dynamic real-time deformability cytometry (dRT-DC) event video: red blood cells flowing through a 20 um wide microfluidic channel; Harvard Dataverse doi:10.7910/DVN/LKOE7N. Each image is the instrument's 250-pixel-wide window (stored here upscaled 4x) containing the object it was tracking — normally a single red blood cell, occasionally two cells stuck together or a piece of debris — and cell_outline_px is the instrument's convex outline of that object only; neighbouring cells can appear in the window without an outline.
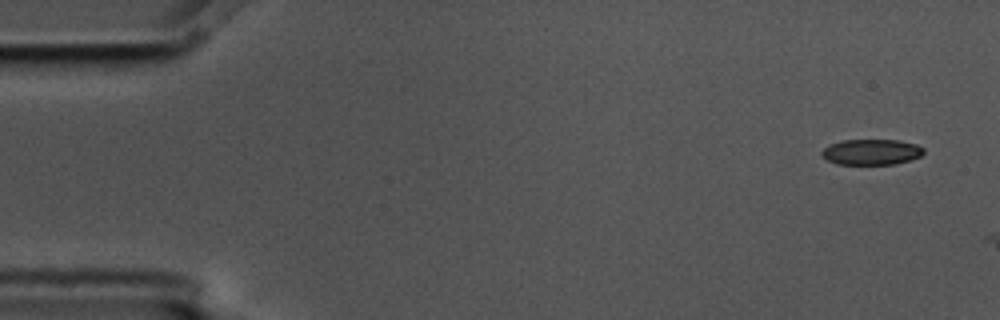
{"species": "common noctule bat (a hibernating species)", "species_latin": "Nyctalus noctula", "temperature_condition": "cold", "stored_images_in_passage": 2, "camera_frame_rate_fps": 3000, "um_per_image_px": 0.085, "animal": {"sex": "male", "body_mass_g": 17.5, "forearm_length_mm": 52.3}, "frame": {"image": 1, "passage_image": 1, "time_ms": 0.0, "image_size_px": [1000, 320], "cell_outline_px": [[924, 152], [920, 156], [896, 164], [836, 164], [820, 156], [820, 152], [824, 148], [840, 140], [900, 140], [916, 144], [924, 148]], "centroid_in_image_um": [74.05, 12.91], "position_along_channel_um": 10.9, "area_um2": 15.26}}